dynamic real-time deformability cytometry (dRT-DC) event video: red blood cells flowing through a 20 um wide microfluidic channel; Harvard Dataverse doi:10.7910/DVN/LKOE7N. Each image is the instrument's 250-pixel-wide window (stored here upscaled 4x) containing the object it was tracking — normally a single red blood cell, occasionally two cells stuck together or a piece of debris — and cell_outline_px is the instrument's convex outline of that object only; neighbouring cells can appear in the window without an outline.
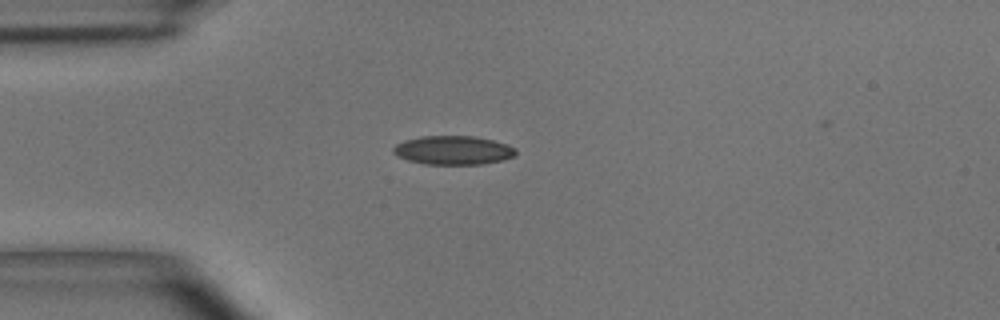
{"species": "common noctule bat (a hibernating species)", "species_latin": "Nyctalus noctula", "temperature_condition": "room temperature", "stored_images_in_passage": 38, "camera_frame_rate_fps": 3000, "um_per_image_px": 0.085, "animal": {"sex": "male", "body_mass_g": 15.6}, "frame": {"image": 1, "passage_image": 1, "time_ms": 0.0, "image_size_px": [1000, 320], "cell_outline_px": [[516, 156], [504, 160], [480, 164], [424, 164], [408, 160], [392, 152], [392, 148], [396, 144], [404, 140], [420, 136], [476, 136], [508, 144], [516, 148]], "centroid_in_image_um": [38.55, 12.76], "position_along_channel_um": 46.5, "area_um2": 20.69}}
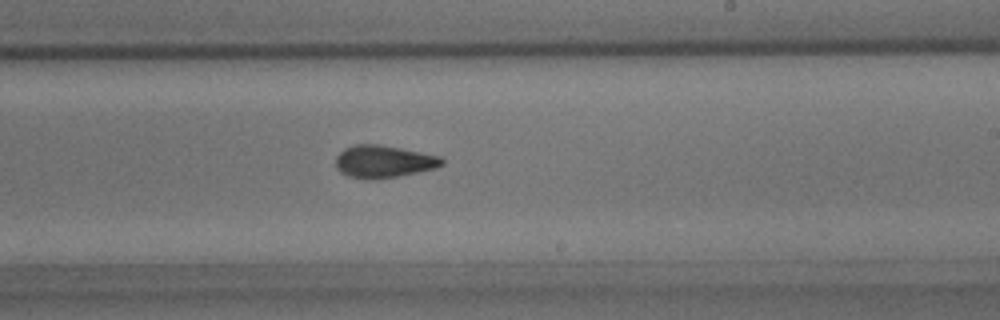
{"frame": {"image": 2, "passage_image": 18, "time_ms": 5.667, "image_size_px": [1000, 320], "cell_outline_px": [[444, 164], [436, 168], [376, 180], [348, 176], [340, 172], [336, 168], [336, 156], [344, 148], [356, 144], [380, 144], [440, 156], [444, 160]], "centroid_in_image_um": [32.59, 13.72], "position_along_channel_um": 256.4, "area_um2": 20.0}}
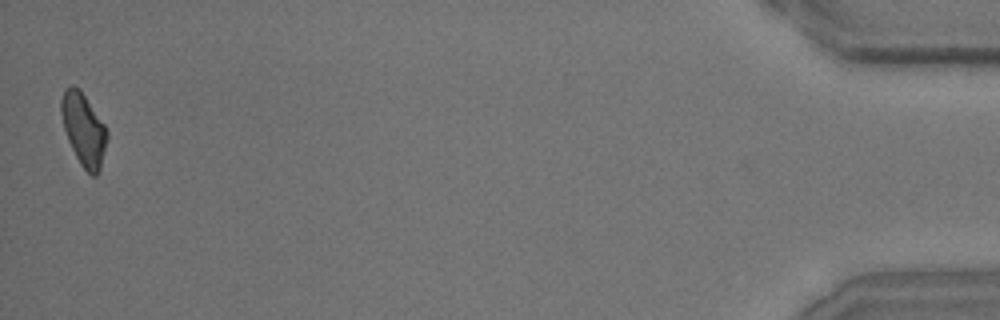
{"frame": {"image": 3, "passage_image": 38, "time_ms": 12.333, "image_size_px": [1000, 320], "cell_outline_px": [[108, 136], [100, 168], [96, 176], [92, 176], [80, 164], [68, 140], [64, 128], [60, 112], [60, 100], [64, 92], [72, 84], [84, 96], [104, 124], [108, 132]], "centroid_in_image_um": [7.1, 11.03], "position_along_channel_um": 428.1, "area_um2": 18.84}, "authors_computed_cell_mechanics": {"area_um2": 19.6809, "velocity_mm_per_s": 3.9352, "shape_relaxation_time_tau1_ms": 4.4864, "shape_relaxation_time_tau2_ms": 1.7471, "deformation_change_tau1": 0.1229, "deformation_change_tau2": 0.0733}}